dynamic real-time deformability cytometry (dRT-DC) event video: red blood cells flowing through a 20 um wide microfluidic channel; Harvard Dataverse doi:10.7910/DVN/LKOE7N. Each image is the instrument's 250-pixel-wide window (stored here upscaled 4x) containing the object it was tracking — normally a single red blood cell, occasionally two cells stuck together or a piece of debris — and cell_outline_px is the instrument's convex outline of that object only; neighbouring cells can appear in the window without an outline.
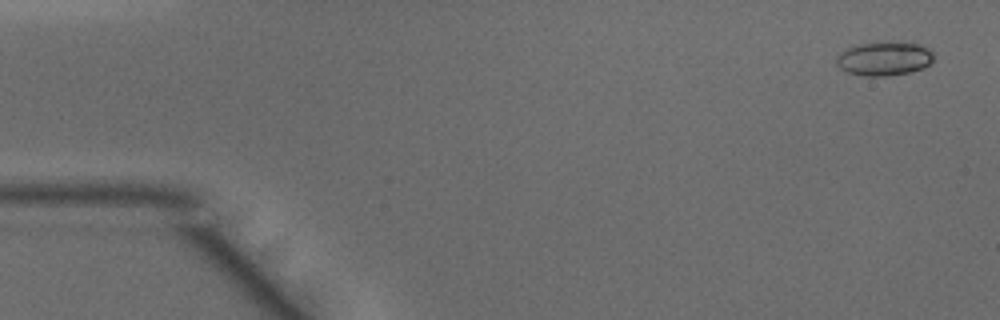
{"species": "common noctule bat (a hibernating species)", "species_latin": "Nyctalus noctula", "temperature_condition": "warm", "stored_images_in_passage": 48, "camera_frame_rate_fps": 3000, "um_per_image_px": 0.085, "animal": {"sex": "male", "body_mass_g": 15.6}, "frame": {"image": 1, "passage_image": 2, "time_ms": 0.333, "image_size_px": [1000, 320], "cell_outline_px": [[936, 52], [932, 60], [924, 68], [908, 72], [888, 76], [864, 76], [848, 72], [840, 68], [836, 64], [836, 56], [840, 52], [848, 48], [860, 44], [888, 40], [912, 40]], "centroid_in_image_um": [75.21, 4.93], "position_along_channel_um": 9.8, "area_um2": 19.94}}
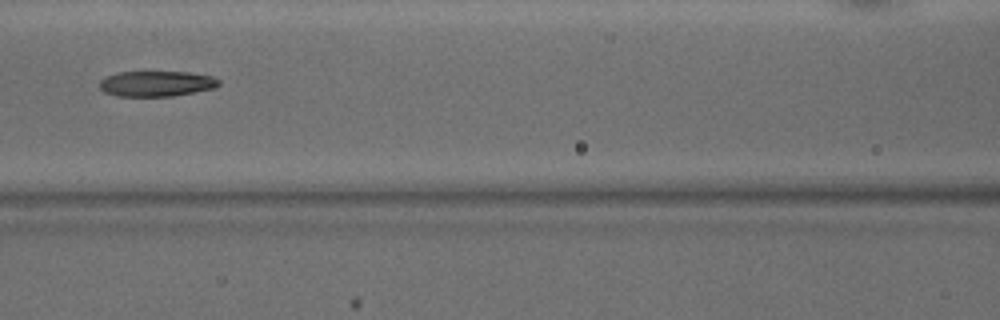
{"frame": {"image": 2, "passage_image": 21, "time_ms": 6.667, "image_size_px": [1000, 320], "cell_outline_px": [[220, 84], [216, 88], [172, 96], [116, 96], [104, 92], [100, 88], [100, 80], [104, 76], [116, 72], [188, 72], [212, 76], [220, 80]], "centroid_in_image_um": [13.29, 7.11], "position_along_channel_um": 153.3, "area_um2": 17.86}}
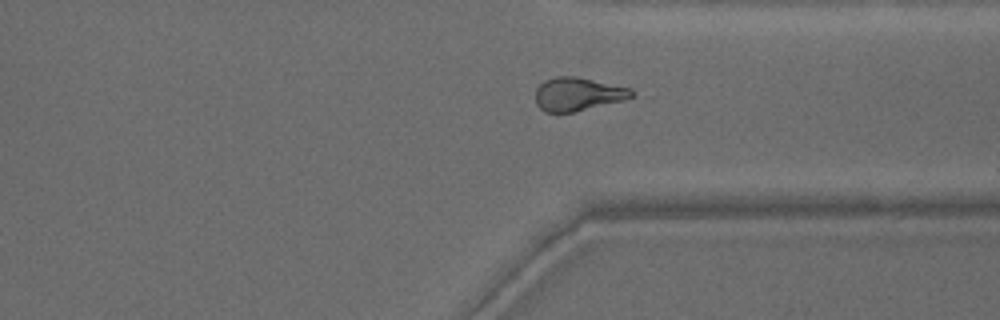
{"frame": {"image": 3, "passage_image": 36, "time_ms": 11.667, "image_size_px": [1000, 320], "cell_outline_px": [[632, 96], [624, 100], [572, 112], [544, 112], [536, 104], [536, 88], [544, 80], [556, 76], [576, 76], [632, 88]], "centroid_in_image_um": [49.09, 7.99], "position_along_channel_um": 362.3, "area_um2": 18.61}, "authors_computed_cell_mechanics": {"area_um2": 18.8139, "velocity_mm_per_s": 4.19, "shape_relaxation_time_tau1_ms": null, "shape_relaxation_time_tau2_ms": 2.9051, "deformation_change_tau1": null, "deformation_change_tau2": 0.1231}}